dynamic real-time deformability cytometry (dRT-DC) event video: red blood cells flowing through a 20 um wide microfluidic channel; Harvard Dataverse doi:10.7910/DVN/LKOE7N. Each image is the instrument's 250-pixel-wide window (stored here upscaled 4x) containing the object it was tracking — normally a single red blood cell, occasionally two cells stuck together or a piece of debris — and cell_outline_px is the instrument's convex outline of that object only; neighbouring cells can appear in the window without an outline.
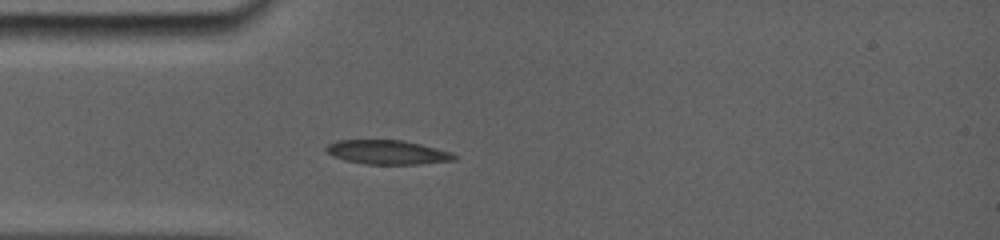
{"species": "common noctule bat (a hibernating species)", "species_latin": "Nyctalus noctula", "temperature_condition": "room temperature", "stored_images_in_passage": 1, "camera_frame_rate_fps": 5000, "um_per_image_px": 0.085, "animal": {"sex": "female", "body_mass_g": 19.0, "forearm_length_mm": 56.7}, "frame": {"image": 1, "passage_image": 1, "time_ms": 0.0, "image_size_px": [1000, 240], "cell_outline_px": [[456, 160], [420, 164], [364, 164], [344, 160], [332, 156], [324, 148], [328, 144], [340, 140], [400, 140], [448, 152], [456, 156]], "centroid_in_image_um": [32.85, 12.95], "position_along_channel_um": 52.2, "area_um2": 17.63}}